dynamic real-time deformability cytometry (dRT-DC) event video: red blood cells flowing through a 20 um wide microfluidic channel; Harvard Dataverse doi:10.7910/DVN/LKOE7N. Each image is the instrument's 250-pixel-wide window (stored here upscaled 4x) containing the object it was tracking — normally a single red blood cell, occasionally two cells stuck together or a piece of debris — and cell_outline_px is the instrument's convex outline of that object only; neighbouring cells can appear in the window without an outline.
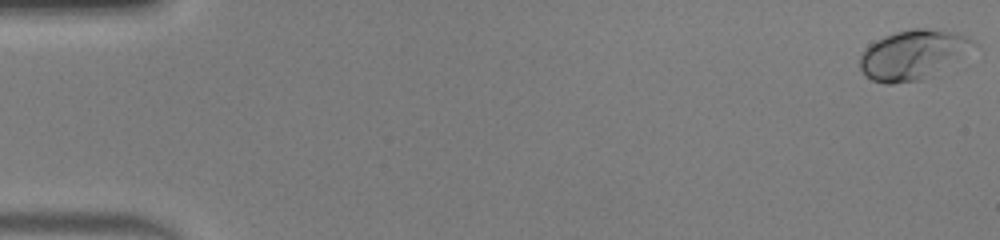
{"species": "human", "species_latin": "Homo sapiens", "temperature_condition": "warm", "stored_images_in_passage": 51, "camera_frame_rate_fps": 3000, "um_per_image_px": 0.085, "donor": {"sex": "male"}, "frame": {"image": 1, "passage_image": 1, "time_ms": 0.0, "image_size_px": [1000, 240], "cell_outline_px": [[980, 44], [932, 76], [920, 80], [892, 84], [888, 84], [872, 80], [864, 76], [860, 68], [860, 56], [864, 48], [868, 44], [884, 36], [896, 32], [912, 28], [924, 28], [956, 32], [968, 36]], "centroid_in_image_um": [77.59, 4.64], "position_along_channel_um": 7.4, "area_um2": 33.0}}
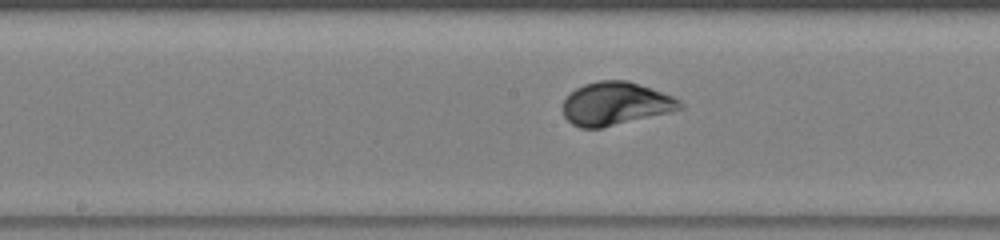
{"frame": {"image": 2, "passage_image": 27, "time_ms": 8.667, "image_size_px": [1000, 240], "cell_outline_px": [[684, 108], [672, 112], [600, 128], [580, 128], [572, 124], [564, 116], [564, 100], [576, 88], [584, 84], [600, 80], [628, 80], [672, 96], [680, 100], [684, 104]], "centroid_in_image_um": [52.35, 8.81], "position_along_channel_um": 195.9, "area_um2": 29.3}}
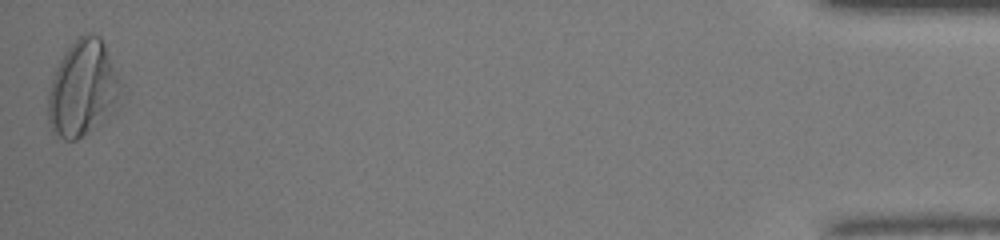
{"frame": {"image": 3, "passage_image": 51, "time_ms": 16.667, "image_size_px": [1000, 240], "cell_outline_px": [[120, 84], [116, 108], [104, 120], [76, 140], [64, 140], [52, 132], [48, 124], [48, 92], [56, 68], [64, 52], [84, 32], [92, 32], [100, 36], [104, 44], [120, 80]], "centroid_in_image_um": [7.01, 7.52], "position_along_channel_um": 428.2, "area_um2": 40.29}, "authors_computed_cell_mechanics": {"area_um2": 29.4202, "velocity_mm_per_s": 4.0631, "shape_relaxation_time_tau1_ms": 2.5492, "shape_relaxation_time_tau2_ms": null, "deformation_change_tau1": 0.1816, "deformation_change_tau2": null}}